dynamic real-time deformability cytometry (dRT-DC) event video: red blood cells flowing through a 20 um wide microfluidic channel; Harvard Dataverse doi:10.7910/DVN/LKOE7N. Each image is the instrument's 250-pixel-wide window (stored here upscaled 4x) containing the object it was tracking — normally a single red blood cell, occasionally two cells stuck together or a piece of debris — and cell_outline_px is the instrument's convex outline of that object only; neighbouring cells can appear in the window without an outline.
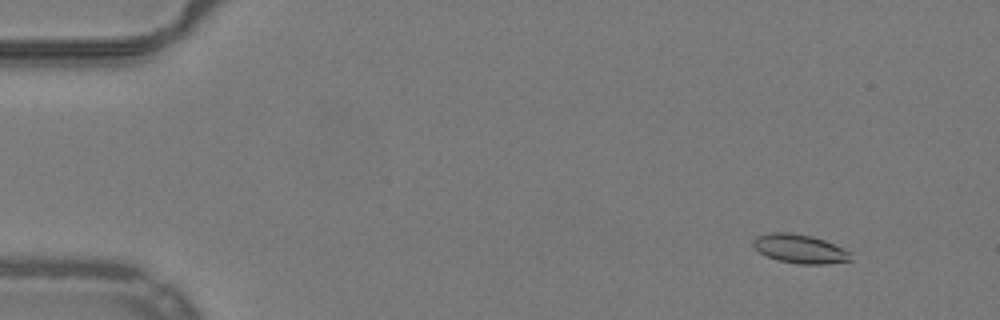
{"species": "common noctule bat (a hibernating species)", "species_latin": "Nyctalus noctula", "temperature_condition": "warm", "stored_images_in_passage": 34, "camera_frame_rate_fps": 3000, "um_per_image_px": 0.085, "animal": {"sex": "male", "body_mass_g": 19.2, "forearm_length_mm": 51.8}, "frame": {"image": 1, "passage_image": 6, "time_ms": 1.667, "image_size_px": [1000, 320], "cell_outline_px": [[852, 260], [828, 264], [800, 264], [780, 260], [768, 256], [760, 252], [752, 244], [752, 240], [756, 236], [768, 232], [792, 232], [812, 236], [824, 240], [852, 252]], "centroid_in_image_um": [68.01, 21.13], "position_along_channel_um": 17.0, "area_um2": 16.47}}
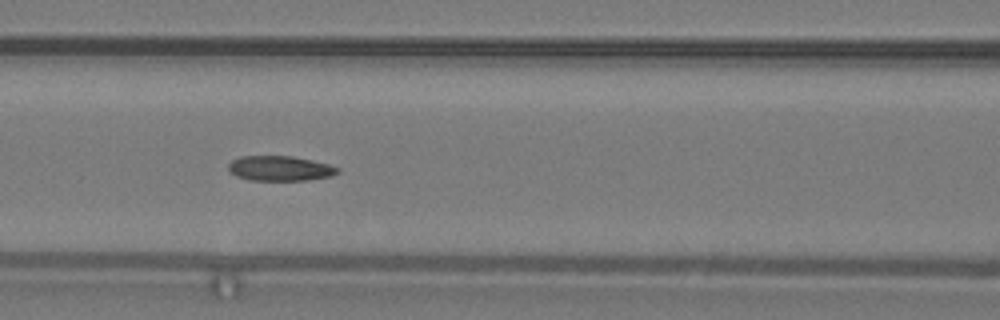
{"frame": {"image": 2, "passage_image": 24, "time_ms": 7.667, "image_size_px": [1000, 320], "cell_outline_px": [[340, 172], [332, 176], [308, 180], [248, 180], [236, 176], [228, 172], [228, 164], [232, 160], [240, 156], [292, 156], [312, 160], [328, 164], [340, 168]], "centroid_in_image_um": [23.79, 14.31], "position_along_channel_um": 142.8, "area_um2": 16.07}}
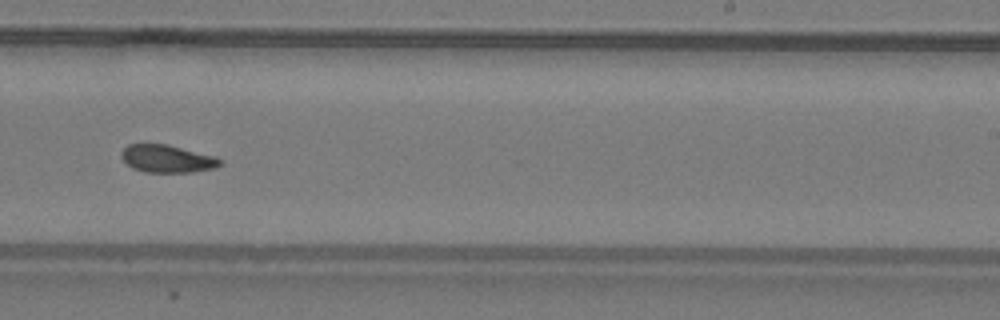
{"frame": {"image": 3, "passage_image": 34, "time_ms": 11.0, "image_size_px": [1000, 320], "cell_outline_px": [[224, 164], [216, 168], [192, 172], [144, 172], [132, 168], [120, 156], [120, 152], [128, 144], [168, 144], [216, 156]], "centroid_in_image_um": [14.23, 13.49], "position_along_channel_um": 274.8, "area_um2": 16.07}}